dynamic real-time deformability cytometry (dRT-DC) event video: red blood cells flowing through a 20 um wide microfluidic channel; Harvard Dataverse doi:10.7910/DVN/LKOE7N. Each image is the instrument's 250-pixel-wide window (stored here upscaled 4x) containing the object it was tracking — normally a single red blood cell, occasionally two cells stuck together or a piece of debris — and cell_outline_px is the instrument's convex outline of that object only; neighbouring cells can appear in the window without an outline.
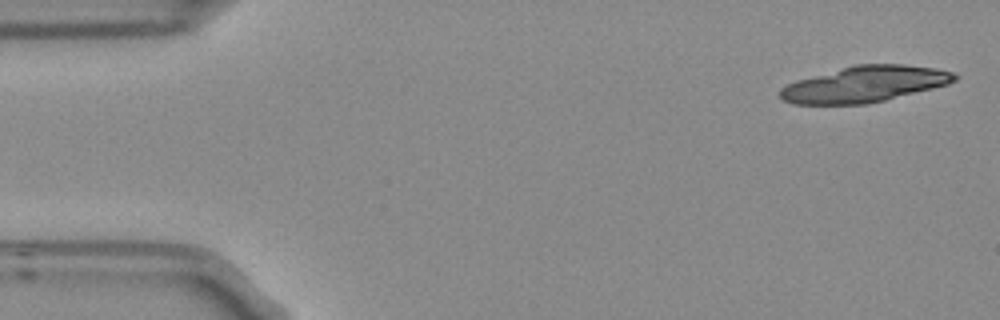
{"species": "Egyptian fruit bat (a non-hibernating species)", "species_latin": "Rousettus aegyptiacus", "temperature_condition": "room temperature", "stored_images_in_passage": 3, "camera_frame_rate_fps": 3000, "um_per_image_px": 0.085, "frame": {"image": 1, "passage_image": 1, "time_ms": 0.0, "image_size_px": [1000, 320], "cell_outline_px": [[960, 76], [956, 80], [948, 84], [868, 104], [792, 104], [784, 100], [780, 96], [780, 88], [796, 80], [856, 64], [904, 64], [936, 68], [952, 72]], "centroid_in_image_um": [73.5, 7.15], "position_along_channel_um": 11.5, "area_um2": 36.41}}